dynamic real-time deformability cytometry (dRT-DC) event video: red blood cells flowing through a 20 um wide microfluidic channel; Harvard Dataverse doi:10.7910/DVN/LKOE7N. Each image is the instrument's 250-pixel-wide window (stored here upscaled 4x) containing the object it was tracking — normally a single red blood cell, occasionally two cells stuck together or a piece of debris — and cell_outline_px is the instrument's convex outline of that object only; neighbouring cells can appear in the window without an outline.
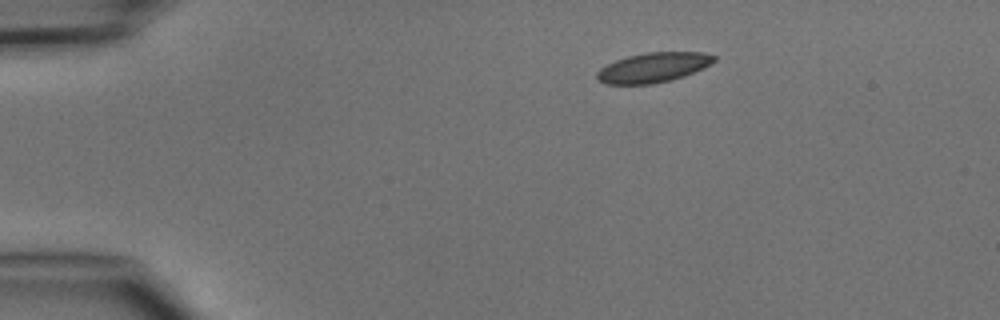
{"species": "common noctule bat (a hibernating species)", "species_latin": "Nyctalus noctula", "temperature_condition": "cold", "stored_images_in_passage": 5, "camera_frame_rate_fps": 3000, "um_per_image_px": 0.085, "animal": {"sex": "male", "body_mass_g": 15.6}, "frame": {"image": 1, "passage_image": 1, "time_ms": 0.0, "image_size_px": [1000, 320], "cell_outline_px": [[716, 60], [704, 68], [684, 76], [672, 80], [652, 84], [604, 84], [596, 76], [596, 72], [600, 68], [616, 60], [628, 56], [648, 52], [704, 52], [716, 56]], "centroid_in_image_um": [55.55, 5.74], "position_along_channel_um": 29.5, "area_um2": 20.35}}
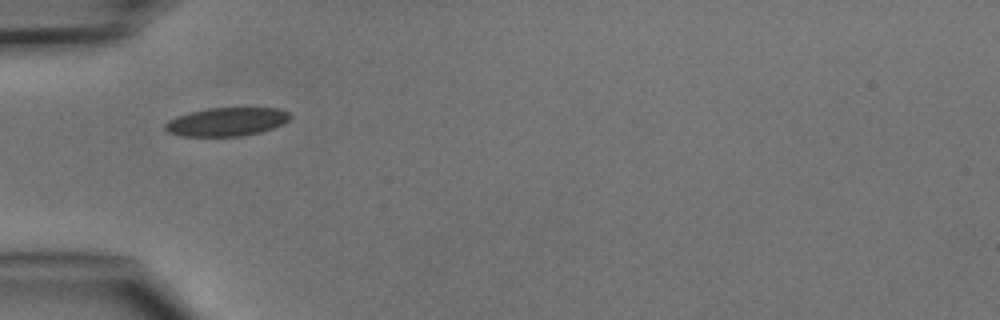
{"frame": {"image": 2, "passage_image": 3, "time_ms": 2.333, "image_size_px": [1000, 320], "cell_outline_px": [[292, 116], [288, 120], [272, 128], [260, 132], [240, 136], [184, 136], [168, 132], [164, 128], [164, 124], [168, 120], [176, 116], [188, 112], [208, 108], [276, 108], [288, 112]], "centroid_in_image_um": [19.22, 10.34], "position_along_channel_um": 65.8, "area_um2": 20.63}}